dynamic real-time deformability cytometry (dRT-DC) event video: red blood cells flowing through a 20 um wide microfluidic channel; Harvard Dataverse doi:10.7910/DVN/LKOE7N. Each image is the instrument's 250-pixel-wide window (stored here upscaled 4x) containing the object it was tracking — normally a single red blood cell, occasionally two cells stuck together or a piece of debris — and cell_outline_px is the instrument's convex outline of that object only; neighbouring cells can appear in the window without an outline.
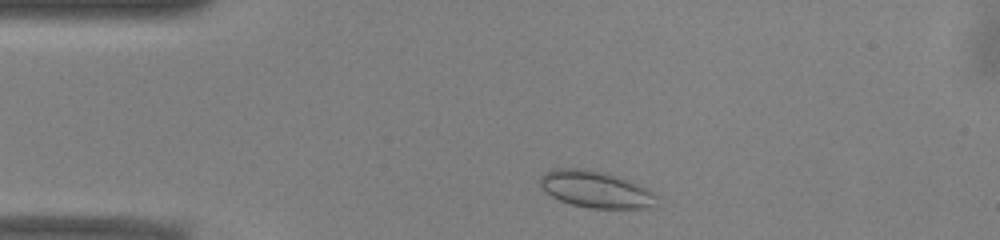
{"species": "common noctule bat (a hibernating species)", "species_latin": "Nyctalus noctula", "temperature_condition": "warm", "stored_images_in_passage": 44, "camera_frame_rate_fps": 3000, "um_per_image_px": 0.085, "animal": {"sex": "male", "body_mass_g": 13.0, "forearm_length_mm": 53.1}, "frame": {"image": 1, "passage_image": 3, "time_ms": 0.667, "image_size_px": [1000, 240], "cell_outline_px": [[656, 208], [588, 208], [572, 204], [560, 200], [552, 196], [540, 184], [540, 176], [552, 168], [584, 168], [604, 172], [628, 180], [648, 188], [656, 196]], "centroid_in_image_um": [50.66, 16.09], "position_along_channel_um": 34.3, "area_um2": 24.91}}
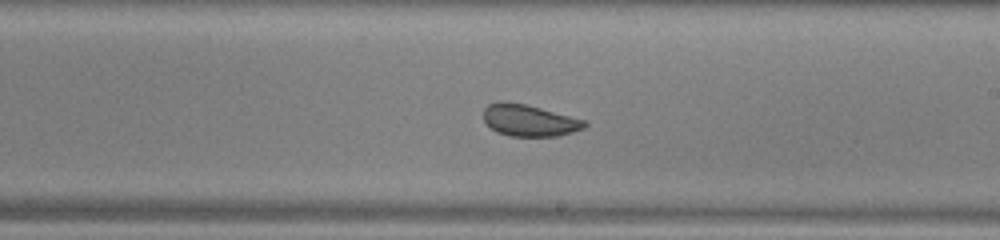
{"frame": {"image": 2, "passage_image": 22, "time_ms": 7.0, "image_size_px": [1000, 240], "cell_outline_px": [[588, 124], [584, 128], [560, 136], [512, 136], [496, 132], [484, 120], [484, 108], [488, 104], [500, 100], [504, 100], [524, 104], [540, 108], [584, 120]], "centroid_in_image_um": [44.96, 10.23], "position_along_channel_um": 244.0, "area_um2": 18.55}}
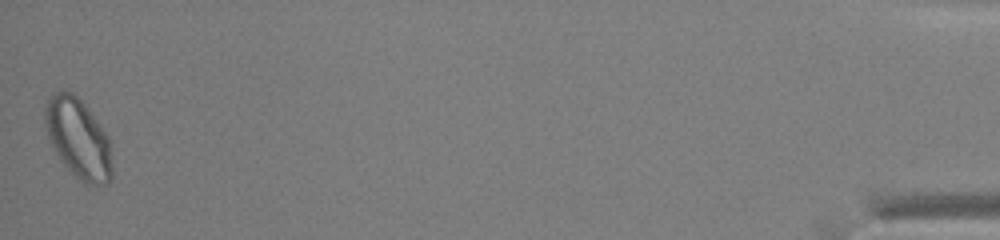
{"frame": {"image": 3, "passage_image": 44, "time_ms": 14.333, "image_size_px": [1000, 240], "cell_outline_px": [[112, 180], [108, 184], [88, 188], [60, 160], [48, 136], [44, 120], [44, 108], [48, 100], [56, 92], [64, 88], [72, 92], [84, 104], [100, 124], [108, 136], [112, 164]], "centroid_in_image_um": [6.67, 11.81], "position_along_channel_um": 428.5, "area_um2": 31.39}, "authors_computed_cell_mechanics": {"area_um2": 20.7791, "velocity_mm_per_s": 3.8976, "shape_relaxation_time_tau1_ms": 8.2697, "shape_relaxation_time_tau2_ms": 1.0973, "deformation_change_tau1": 0.0973, "deformation_change_tau2": 0.0404}}